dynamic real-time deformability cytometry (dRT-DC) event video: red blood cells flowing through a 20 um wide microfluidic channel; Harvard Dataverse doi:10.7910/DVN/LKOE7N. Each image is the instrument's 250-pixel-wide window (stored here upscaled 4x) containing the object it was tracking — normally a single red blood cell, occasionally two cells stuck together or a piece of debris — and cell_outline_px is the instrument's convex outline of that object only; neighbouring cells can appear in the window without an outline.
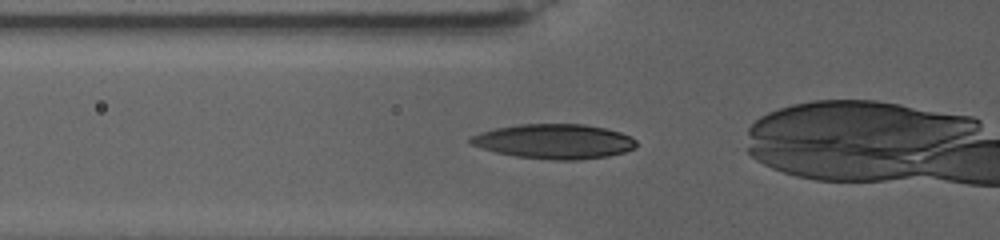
{"species": "human", "species_latin": "Homo sapiens", "temperature_condition": "warm", "stored_images_in_passage": 33, "camera_frame_rate_fps": 3000, "um_per_image_px": 0.085, "donor": {"sex": "female"}, "frame": {"image": 1, "passage_image": 10, "time_ms": 3.333, "image_size_px": [1000, 240], "cell_outline_px": [[636, 148], [624, 152], [608, 156], [580, 160], [552, 160], [516, 156], [496, 152], [468, 144], [468, 140], [472, 136], [480, 132], [496, 128], [520, 124], [584, 124], [604, 128], [620, 132], [632, 136], [636, 140]], "centroid_in_image_um": [47.12, 12.02], "position_along_channel_um": 78.7, "area_um2": 33.64}}
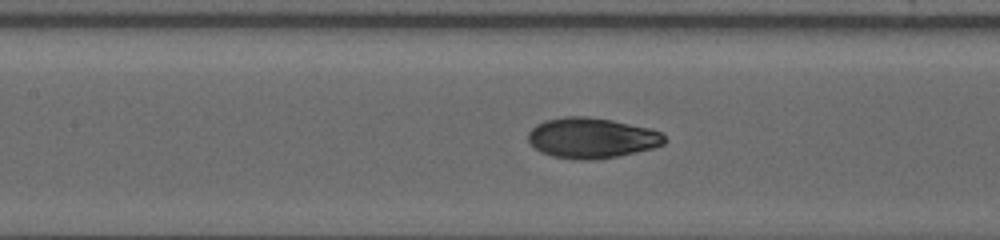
{"frame": {"image": 2, "passage_image": 18, "time_ms": 6.333, "image_size_px": [1000, 240], "cell_outline_px": [[668, 140], [664, 144], [652, 148], [636, 152], [596, 160], [576, 160], [552, 156], [540, 152], [528, 140], [528, 132], [536, 124], [544, 120], [564, 116], [584, 116], [612, 120], [648, 128], [660, 132]], "centroid_in_image_um": [50.27, 11.73], "position_along_channel_um": 157.1, "area_um2": 32.19}}
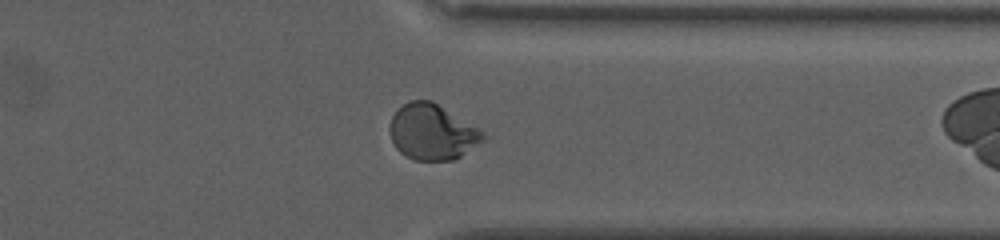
{"frame": {"image": 3, "passage_image": 32, "time_ms": 14.667, "image_size_px": [1000, 240], "cell_outline_px": [[488, 136], [484, 140], [456, 160], [412, 160], [400, 152], [396, 148], [392, 140], [388, 128], [392, 116], [396, 108], [408, 100], [432, 100], [480, 128]], "centroid_in_image_um": [36.74, 11.21], "position_along_channel_um": 374.7, "area_um2": 30.81}}